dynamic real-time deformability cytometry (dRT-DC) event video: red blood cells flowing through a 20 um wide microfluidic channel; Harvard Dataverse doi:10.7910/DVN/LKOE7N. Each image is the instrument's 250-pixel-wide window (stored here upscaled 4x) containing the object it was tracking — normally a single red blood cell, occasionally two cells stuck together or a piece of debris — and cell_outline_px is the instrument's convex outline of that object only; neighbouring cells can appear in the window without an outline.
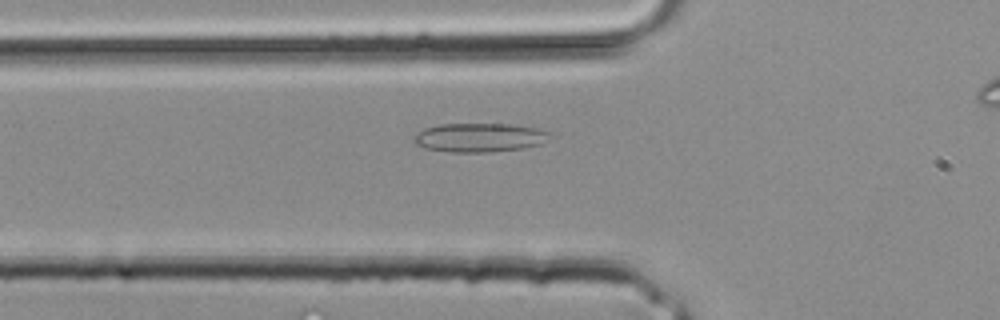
{"species": "common noctule bat (a hibernating species)", "species_latin": "Nyctalus noctula", "temperature_condition": "room temperature", "stored_images_in_passage": 24, "camera_frame_rate_fps": 3000, "um_per_image_px": 0.085, "animal": {"sex": "male", "body_mass_g": 20.4}, "frame": {"image": 1, "passage_image": 5, "time_ms": 1.333, "image_size_px": [1000, 320], "cell_outline_px": [[556, 136], [540, 144], [524, 148], [488, 152], [448, 152], [428, 148], [416, 144], [412, 140], [424, 128], [440, 124], [512, 124], [540, 128], [552, 132]], "centroid_in_image_um": [40.87, 11.68], "position_along_channel_um": 84.9, "area_um2": 23.12}}
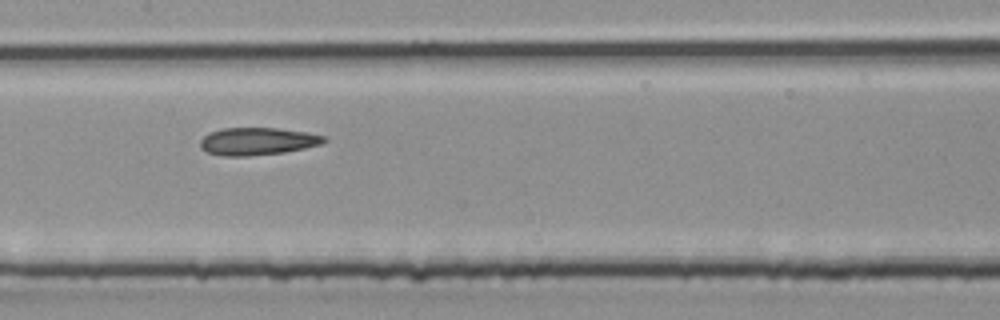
{"frame": {"image": 2, "passage_image": 10, "time_ms": 3.0, "image_size_px": [1000, 320], "cell_outline_px": [[328, 140], [324, 144], [284, 152], [248, 156], [220, 156], [208, 152], [200, 148], [200, 140], [208, 132], [220, 128], [276, 128], [308, 132], [324, 136]], "centroid_in_image_um": [21.88, 12.01], "position_along_channel_um": 185.5, "area_um2": 20.06}}
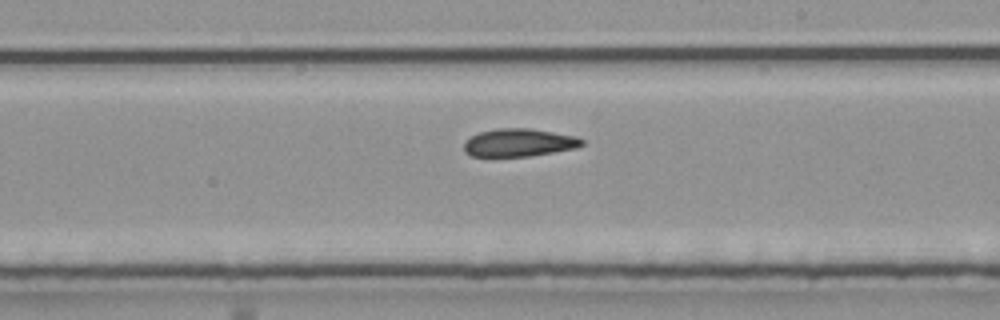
{"frame": {"image": 3, "passage_image": 13, "time_ms": 4.0, "image_size_px": [1000, 320], "cell_outline_px": [[584, 144], [576, 148], [528, 156], [468, 156], [464, 152], [464, 140], [480, 132], [496, 128], [528, 128], [576, 136], [584, 140]], "centroid_in_image_um": [44.08, 12.12], "position_along_channel_um": 244.9, "area_um2": 19.13}}